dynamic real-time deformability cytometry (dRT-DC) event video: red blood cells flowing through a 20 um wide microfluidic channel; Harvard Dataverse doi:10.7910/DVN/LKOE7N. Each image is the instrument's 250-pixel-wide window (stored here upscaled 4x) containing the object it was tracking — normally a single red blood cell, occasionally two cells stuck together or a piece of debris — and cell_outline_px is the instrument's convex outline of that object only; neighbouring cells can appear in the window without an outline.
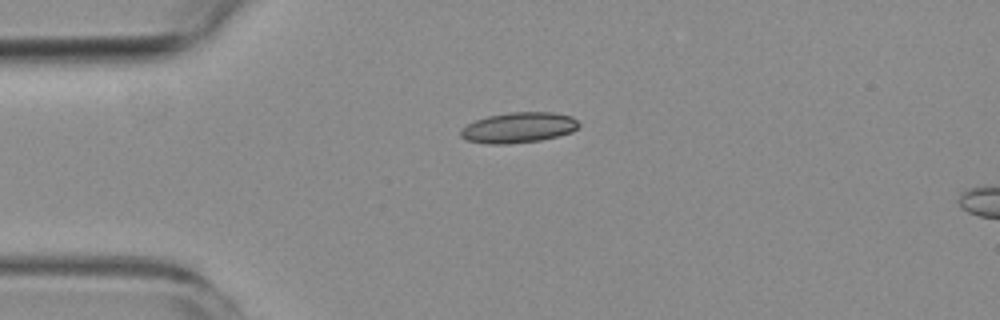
{"species": "common noctule bat (a hibernating species)", "species_latin": "Nyctalus noctula", "temperature_condition": "room temperature", "stored_images_in_passage": 3, "camera_frame_rate_fps": 3000, "um_per_image_px": 0.085, "animal": {"sex": "female", "body_mass_g": 19.3, "forearm_length_mm": 54.1}, "frame": {"image": 1, "passage_image": 2, "time_ms": 1.667, "image_size_px": [1000, 320], "cell_outline_px": [[580, 124], [572, 132], [540, 140], [508, 144], [488, 144], [468, 140], [460, 136], [460, 132], [468, 124], [476, 120], [488, 116], [508, 112], [552, 112], [572, 116]], "centroid_in_image_um": [44.09, 10.84], "position_along_channel_um": 40.9, "area_um2": 20.81}}